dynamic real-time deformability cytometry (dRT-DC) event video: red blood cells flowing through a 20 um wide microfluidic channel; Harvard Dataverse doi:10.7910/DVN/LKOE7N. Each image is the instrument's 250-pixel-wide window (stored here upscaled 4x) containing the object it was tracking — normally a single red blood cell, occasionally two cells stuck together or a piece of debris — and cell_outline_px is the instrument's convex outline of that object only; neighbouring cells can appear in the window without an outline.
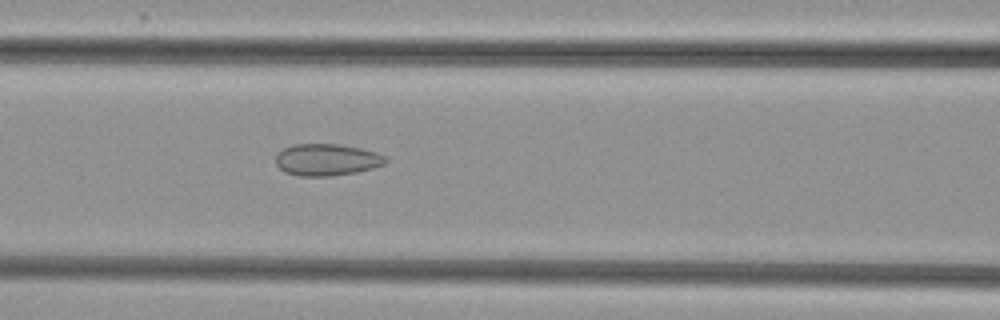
{"species": "common noctule bat (a hibernating species)", "species_latin": "Nyctalus noctula", "temperature_condition": "cold", "stored_images_in_passage": 51, "camera_frame_rate_fps": 3000, "um_per_image_px": 0.085, "animal": {"sex": "female", "body_mass_g": 29.2, "forearm_length_mm": 56.3}, "frame": {"image": 1, "passage_image": 21, "time_ms": 6.667, "image_size_px": [1000, 320], "cell_outline_px": [[388, 160], [384, 164], [372, 168], [356, 172], [332, 176], [300, 176], [284, 172], [276, 164], [276, 152], [292, 144], [340, 144], [360, 148], [376, 152], [384, 156]], "centroid_in_image_um": [27.74, 13.57], "position_along_channel_um": 138.9, "area_um2": 20.46}}
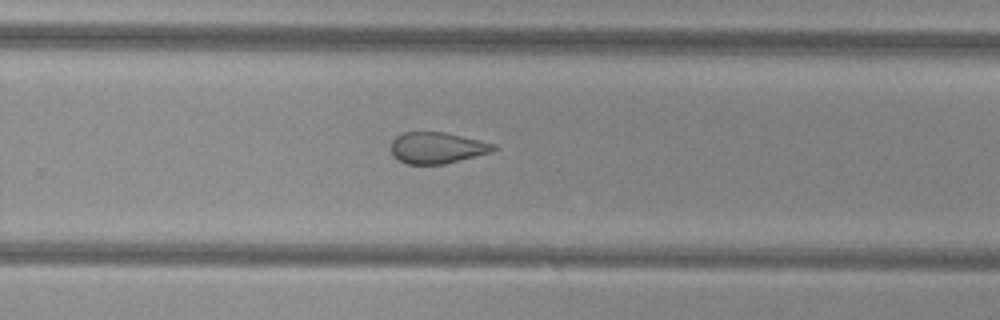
{"frame": {"image": 2, "passage_image": 33, "time_ms": 10.667, "image_size_px": [1000, 320], "cell_outline_px": [[500, 148], [492, 152], [444, 164], [408, 164], [392, 156], [392, 140], [396, 136], [404, 132], [444, 132], [480, 140], [496, 144]], "centroid_in_image_um": [37.19, 12.56], "position_along_channel_um": 292.6, "area_um2": 18.73}}
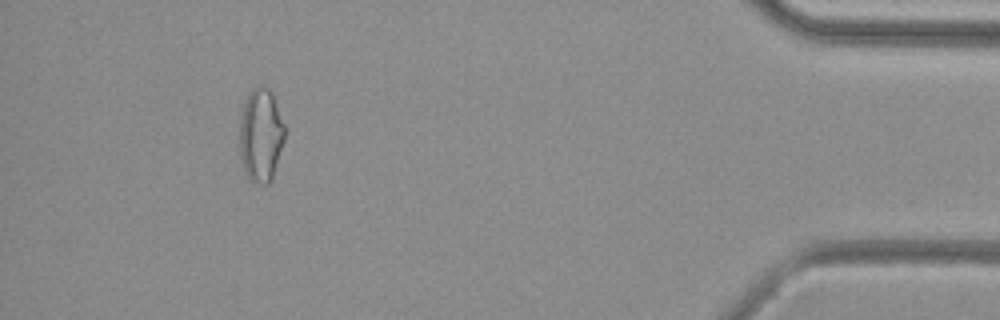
{"frame": {"image": 3, "passage_image": 47, "time_ms": 15.333, "image_size_px": [1000, 320], "cell_outline_px": [[284, 140], [272, 180], [268, 184], [252, 184], [248, 180], [244, 172], [240, 156], [240, 116], [244, 100], [248, 92], [252, 88], [268, 88], [272, 92], [284, 124]], "centroid_in_image_um": [22.15, 11.54], "position_along_channel_um": 413.1, "area_um2": 24.85}, "authors_computed_cell_mechanics": {"area_um2": 22.3686, "velocity_mm_per_s": 3.8546, "shape_relaxation_time_tau1_ms": null, "shape_relaxation_time_tau2_ms": 1.9798, "deformation_change_tau1": null, "deformation_change_tau2": 0.0862}}